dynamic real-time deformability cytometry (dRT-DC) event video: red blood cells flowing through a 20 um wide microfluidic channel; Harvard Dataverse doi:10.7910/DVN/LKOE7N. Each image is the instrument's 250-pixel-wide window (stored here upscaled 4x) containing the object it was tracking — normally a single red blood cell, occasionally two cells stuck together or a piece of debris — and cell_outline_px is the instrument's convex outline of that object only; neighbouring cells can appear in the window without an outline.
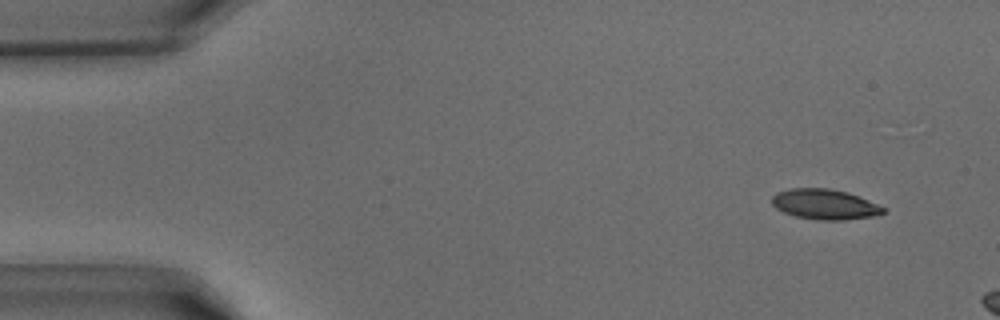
{"species": "common noctule bat (a hibernating species)", "species_latin": "Nyctalus noctula", "temperature_condition": "warm", "stored_images_in_passage": 7, "camera_frame_rate_fps": 3000, "um_per_image_px": 0.085, "animal": {"sex": "male", "body_mass_g": 15.6}, "frame": {"image": 1, "passage_image": 3, "time_ms": 0.667, "image_size_px": [1000, 320], "cell_outline_px": [[884, 212], [872, 216], [844, 220], [820, 220], [796, 216], [784, 212], [776, 208], [772, 204], [772, 196], [776, 192], [788, 188], [828, 188], [848, 192], [868, 200], [884, 208]], "centroid_in_image_um": [70.05, 17.35], "position_along_channel_um": 14.9, "area_um2": 19.48}}